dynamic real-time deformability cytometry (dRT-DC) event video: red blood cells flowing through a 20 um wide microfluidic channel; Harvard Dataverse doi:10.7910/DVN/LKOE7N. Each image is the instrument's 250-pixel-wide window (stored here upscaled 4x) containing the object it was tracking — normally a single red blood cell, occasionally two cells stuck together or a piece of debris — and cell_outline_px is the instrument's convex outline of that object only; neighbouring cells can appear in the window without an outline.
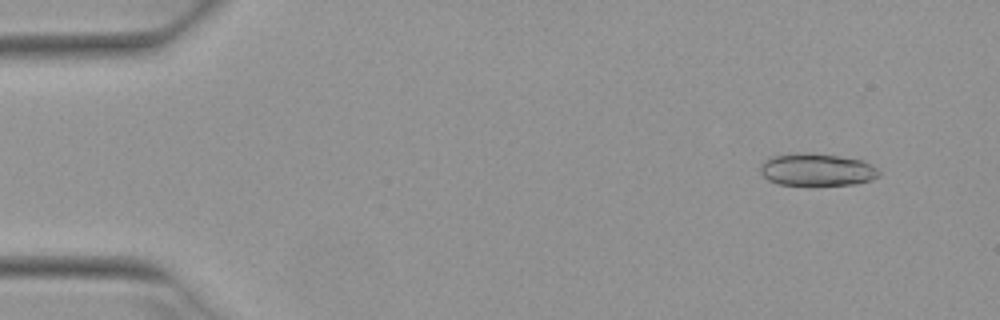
{"species": "Egyptian fruit bat (a non-hibernating species)", "species_latin": "Rousettus aegyptiacus", "temperature_condition": "warm", "stored_images_in_passage": 52, "camera_frame_rate_fps": 3000, "um_per_image_px": 0.085, "animal": {"sex": "female"}, "frame": {"image": 1, "passage_image": 5, "time_ms": 1.333, "image_size_px": [1000, 320], "cell_outline_px": [[880, 176], [872, 180], [856, 184], [776, 184], [768, 180], [760, 172], [760, 164], [764, 160], [772, 156], [788, 152], [812, 152], [864, 160], [872, 164], [880, 172]], "centroid_in_image_um": [69.42, 14.39], "position_along_channel_um": 15.6, "area_um2": 22.72}}
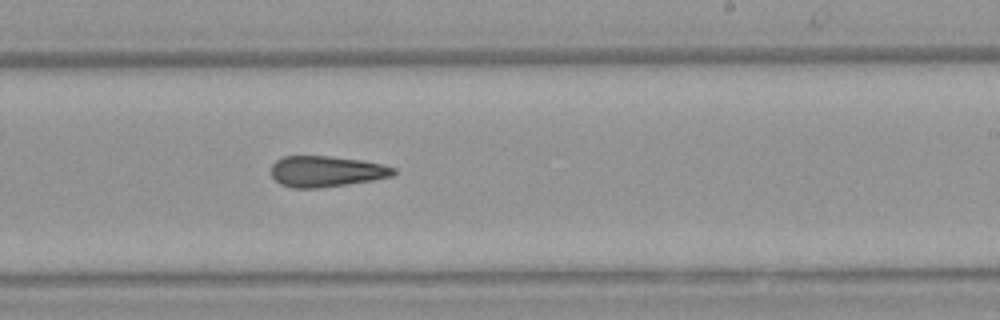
{"frame": {"image": 2, "passage_image": 32, "time_ms": 10.333, "image_size_px": [1000, 320], "cell_outline_px": [[396, 172], [392, 176], [372, 180], [320, 188], [292, 188], [280, 184], [272, 176], [272, 164], [276, 160], [284, 156], [328, 156], [360, 160], [384, 164], [396, 168]], "centroid_in_image_um": [27.73, 14.57], "position_along_channel_um": 261.3, "area_um2": 22.02}}
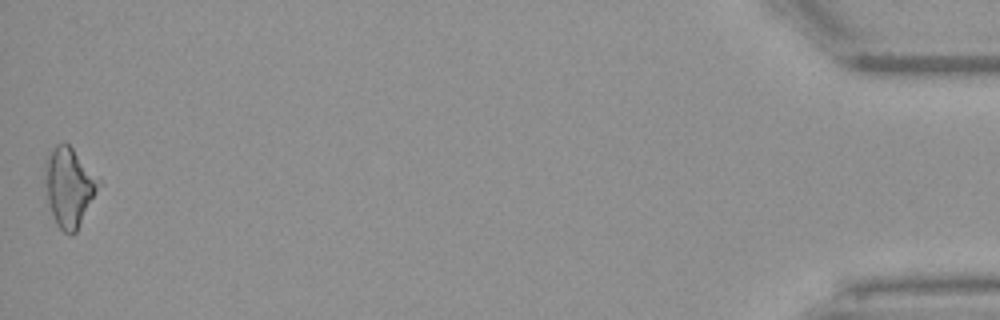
{"frame": {"image": 3, "passage_image": 52, "time_ms": 17.0, "image_size_px": [1000, 320], "cell_outline_px": [[100, 184], [76, 232], [72, 236], [68, 236], [56, 224], [52, 216], [48, 200], [44, 168], [44, 160], [52, 148], [56, 144], [64, 140], [100, 176]], "centroid_in_image_um": [5.87, 15.85], "position_along_channel_um": 429.3, "area_um2": 24.85}, "authors_computed_cell_mechanics": {"area_um2": 22.7732, "velocity_mm_per_s": 3.9576, "shape_relaxation_time_tau1_ms": null, "shape_relaxation_time_tau2_ms": 6.9418, "deformation_change_tau1": null, "deformation_change_tau2": 0.1822}}